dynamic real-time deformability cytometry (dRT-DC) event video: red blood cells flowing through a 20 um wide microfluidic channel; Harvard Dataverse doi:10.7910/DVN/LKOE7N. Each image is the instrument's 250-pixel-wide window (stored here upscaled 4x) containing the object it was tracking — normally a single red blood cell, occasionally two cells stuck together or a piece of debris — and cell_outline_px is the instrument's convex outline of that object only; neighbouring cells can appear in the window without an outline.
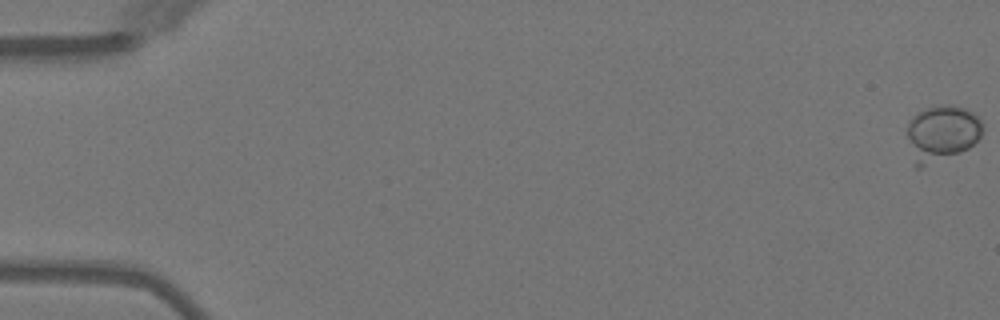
{"species": "Egyptian fruit bat (a non-hibernating species)", "species_latin": "Rousettus aegyptiacus", "temperature_condition": "warm", "stored_images_in_passage": 5, "camera_frame_rate_fps": 3000, "um_per_image_px": 0.085, "animal": {"sex": "female"}, "frame": {"image": 1, "passage_image": 1, "time_ms": 0.0, "image_size_px": [1000, 320], "cell_outline_px": [[984, 128], [980, 136], [968, 148], [960, 152], [920, 168], [916, 168], [908, 136], [908, 124], [912, 116], [936, 104], [948, 104], [964, 108], [980, 116]], "centroid_in_image_um": [80.09, 11.29], "position_along_channel_um": 4.9, "area_um2": 24.39}}
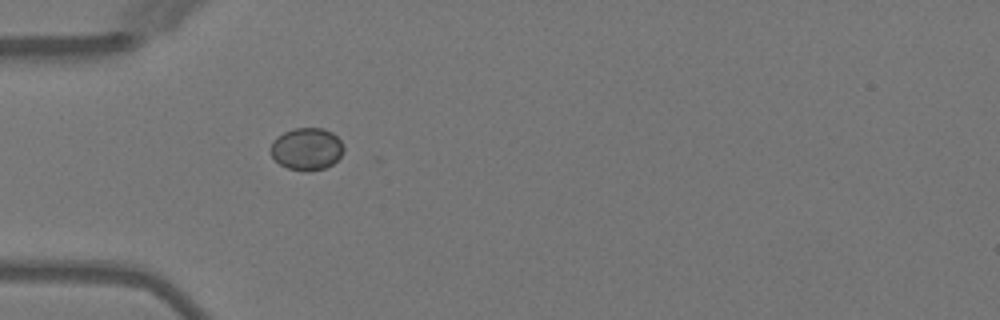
{"frame": {"image": 2, "passage_image": 5, "time_ms": 5.333, "image_size_px": [1000, 320], "cell_outline_px": [[344, 152], [332, 164], [324, 168], [308, 172], [288, 168], [280, 164], [272, 156], [268, 148], [272, 140], [276, 136], [284, 132], [296, 128], [324, 128], [332, 132], [344, 144]], "centroid_in_image_um": [26.05, 12.65], "position_along_channel_um": 58.9, "area_um2": 18.21}}